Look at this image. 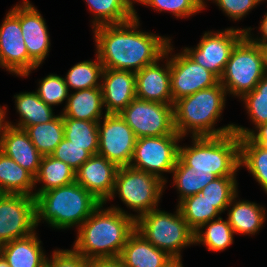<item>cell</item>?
Masks as SVG:
<instances>
[{"instance_id": "cell-1", "label": "cell", "mask_w": 267, "mask_h": 267, "mask_svg": "<svg viewBox=\"0 0 267 267\" xmlns=\"http://www.w3.org/2000/svg\"><path fill=\"white\" fill-rule=\"evenodd\" d=\"M135 17L125 23L102 25L92 29L96 54L104 69L138 72L161 59L171 38L142 31Z\"/></svg>"}, {"instance_id": "cell-2", "label": "cell", "mask_w": 267, "mask_h": 267, "mask_svg": "<svg viewBox=\"0 0 267 267\" xmlns=\"http://www.w3.org/2000/svg\"><path fill=\"white\" fill-rule=\"evenodd\" d=\"M101 203L76 230L73 250L86 259L119 257L135 231L134 215L119 206ZM105 208V209H104Z\"/></svg>"}, {"instance_id": "cell-3", "label": "cell", "mask_w": 267, "mask_h": 267, "mask_svg": "<svg viewBox=\"0 0 267 267\" xmlns=\"http://www.w3.org/2000/svg\"><path fill=\"white\" fill-rule=\"evenodd\" d=\"M226 89L218 82L173 103L175 131L185 138L222 136L234 131L233 123L216 127L226 105Z\"/></svg>"}, {"instance_id": "cell-4", "label": "cell", "mask_w": 267, "mask_h": 267, "mask_svg": "<svg viewBox=\"0 0 267 267\" xmlns=\"http://www.w3.org/2000/svg\"><path fill=\"white\" fill-rule=\"evenodd\" d=\"M100 204L76 181L48 190L35 197L36 227L44 220L54 230L78 229Z\"/></svg>"}, {"instance_id": "cell-5", "label": "cell", "mask_w": 267, "mask_h": 267, "mask_svg": "<svg viewBox=\"0 0 267 267\" xmlns=\"http://www.w3.org/2000/svg\"><path fill=\"white\" fill-rule=\"evenodd\" d=\"M190 138L191 146H179V159L192 171H208L217 177L237 176L240 137L236 133Z\"/></svg>"}, {"instance_id": "cell-6", "label": "cell", "mask_w": 267, "mask_h": 267, "mask_svg": "<svg viewBox=\"0 0 267 267\" xmlns=\"http://www.w3.org/2000/svg\"><path fill=\"white\" fill-rule=\"evenodd\" d=\"M135 230L170 257H182V249L195 245L194 231L177 206L173 214L159 208L142 214L135 219Z\"/></svg>"}, {"instance_id": "cell-7", "label": "cell", "mask_w": 267, "mask_h": 267, "mask_svg": "<svg viewBox=\"0 0 267 267\" xmlns=\"http://www.w3.org/2000/svg\"><path fill=\"white\" fill-rule=\"evenodd\" d=\"M265 74L262 48L245 34L233 47L219 82L227 95L241 99Z\"/></svg>"}, {"instance_id": "cell-8", "label": "cell", "mask_w": 267, "mask_h": 267, "mask_svg": "<svg viewBox=\"0 0 267 267\" xmlns=\"http://www.w3.org/2000/svg\"><path fill=\"white\" fill-rule=\"evenodd\" d=\"M165 183L158 177L131 166L119 167L114 189L107 201L117 194L128 209L135 211L134 218L157 209L164 193Z\"/></svg>"}, {"instance_id": "cell-9", "label": "cell", "mask_w": 267, "mask_h": 267, "mask_svg": "<svg viewBox=\"0 0 267 267\" xmlns=\"http://www.w3.org/2000/svg\"><path fill=\"white\" fill-rule=\"evenodd\" d=\"M180 135L140 137L136 139L131 167L158 177L167 183L163 173H171L179 158Z\"/></svg>"}, {"instance_id": "cell-10", "label": "cell", "mask_w": 267, "mask_h": 267, "mask_svg": "<svg viewBox=\"0 0 267 267\" xmlns=\"http://www.w3.org/2000/svg\"><path fill=\"white\" fill-rule=\"evenodd\" d=\"M18 4L6 13L0 25V67L12 75L24 78L39 66L28 55L20 26V3Z\"/></svg>"}, {"instance_id": "cell-11", "label": "cell", "mask_w": 267, "mask_h": 267, "mask_svg": "<svg viewBox=\"0 0 267 267\" xmlns=\"http://www.w3.org/2000/svg\"><path fill=\"white\" fill-rule=\"evenodd\" d=\"M120 116L136 138L179 135L175 131L173 105L135 98Z\"/></svg>"}, {"instance_id": "cell-12", "label": "cell", "mask_w": 267, "mask_h": 267, "mask_svg": "<svg viewBox=\"0 0 267 267\" xmlns=\"http://www.w3.org/2000/svg\"><path fill=\"white\" fill-rule=\"evenodd\" d=\"M245 34L246 32L239 27L216 32L205 31L195 48L184 47L182 51L192 61L220 78L233 47Z\"/></svg>"}, {"instance_id": "cell-13", "label": "cell", "mask_w": 267, "mask_h": 267, "mask_svg": "<svg viewBox=\"0 0 267 267\" xmlns=\"http://www.w3.org/2000/svg\"><path fill=\"white\" fill-rule=\"evenodd\" d=\"M35 197L0 193V246L36 231Z\"/></svg>"}, {"instance_id": "cell-14", "label": "cell", "mask_w": 267, "mask_h": 267, "mask_svg": "<svg viewBox=\"0 0 267 267\" xmlns=\"http://www.w3.org/2000/svg\"><path fill=\"white\" fill-rule=\"evenodd\" d=\"M102 119L98 121V154L118 167L129 166L137 139L133 130L120 114H106Z\"/></svg>"}, {"instance_id": "cell-15", "label": "cell", "mask_w": 267, "mask_h": 267, "mask_svg": "<svg viewBox=\"0 0 267 267\" xmlns=\"http://www.w3.org/2000/svg\"><path fill=\"white\" fill-rule=\"evenodd\" d=\"M173 49L170 42L169 66L173 103L219 82V78L215 74L192 61L183 51L172 54Z\"/></svg>"}, {"instance_id": "cell-16", "label": "cell", "mask_w": 267, "mask_h": 267, "mask_svg": "<svg viewBox=\"0 0 267 267\" xmlns=\"http://www.w3.org/2000/svg\"><path fill=\"white\" fill-rule=\"evenodd\" d=\"M119 167L99 154L92 155L76 171V182L101 203L110 198Z\"/></svg>"}, {"instance_id": "cell-17", "label": "cell", "mask_w": 267, "mask_h": 267, "mask_svg": "<svg viewBox=\"0 0 267 267\" xmlns=\"http://www.w3.org/2000/svg\"><path fill=\"white\" fill-rule=\"evenodd\" d=\"M20 26L29 57L40 66L50 51V35L45 19L29 0L20 2Z\"/></svg>"}, {"instance_id": "cell-18", "label": "cell", "mask_w": 267, "mask_h": 267, "mask_svg": "<svg viewBox=\"0 0 267 267\" xmlns=\"http://www.w3.org/2000/svg\"><path fill=\"white\" fill-rule=\"evenodd\" d=\"M165 62V64H161ZM161 64V66H160ZM165 65V66H164ZM136 98L173 105L170 82L169 44L157 62L136 72Z\"/></svg>"}, {"instance_id": "cell-19", "label": "cell", "mask_w": 267, "mask_h": 267, "mask_svg": "<svg viewBox=\"0 0 267 267\" xmlns=\"http://www.w3.org/2000/svg\"><path fill=\"white\" fill-rule=\"evenodd\" d=\"M106 114H120L136 98V73L104 69L101 81Z\"/></svg>"}, {"instance_id": "cell-20", "label": "cell", "mask_w": 267, "mask_h": 267, "mask_svg": "<svg viewBox=\"0 0 267 267\" xmlns=\"http://www.w3.org/2000/svg\"><path fill=\"white\" fill-rule=\"evenodd\" d=\"M0 150L34 177L38 174L43 155L33 145L24 129L10 125L2 137Z\"/></svg>"}, {"instance_id": "cell-21", "label": "cell", "mask_w": 267, "mask_h": 267, "mask_svg": "<svg viewBox=\"0 0 267 267\" xmlns=\"http://www.w3.org/2000/svg\"><path fill=\"white\" fill-rule=\"evenodd\" d=\"M37 232L0 246V255L10 267H46L47 255Z\"/></svg>"}, {"instance_id": "cell-22", "label": "cell", "mask_w": 267, "mask_h": 267, "mask_svg": "<svg viewBox=\"0 0 267 267\" xmlns=\"http://www.w3.org/2000/svg\"><path fill=\"white\" fill-rule=\"evenodd\" d=\"M238 194L227 207V219L235 234L255 235L266 221V208L249 200L237 201ZM230 208V209H229Z\"/></svg>"}, {"instance_id": "cell-23", "label": "cell", "mask_w": 267, "mask_h": 267, "mask_svg": "<svg viewBox=\"0 0 267 267\" xmlns=\"http://www.w3.org/2000/svg\"><path fill=\"white\" fill-rule=\"evenodd\" d=\"M119 258L125 267H162L171 257L135 230L129 236Z\"/></svg>"}, {"instance_id": "cell-24", "label": "cell", "mask_w": 267, "mask_h": 267, "mask_svg": "<svg viewBox=\"0 0 267 267\" xmlns=\"http://www.w3.org/2000/svg\"><path fill=\"white\" fill-rule=\"evenodd\" d=\"M103 109L102 89L90 88L69 93L61 114L63 118L98 122L106 115Z\"/></svg>"}, {"instance_id": "cell-25", "label": "cell", "mask_w": 267, "mask_h": 267, "mask_svg": "<svg viewBox=\"0 0 267 267\" xmlns=\"http://www.w3.org/2000/svg\"><path fill=\"white\" fill-rule=\"evenodd\" d=\"M14 98L15 108L20 118L14 124L10 121L11 126L25 130L28 126L50 122L57 116L53 112V107L41 100L34 91L15 94Z\"/></svg>"}, {"instance_id": "cell-26", "label": "cell", "mask_w": 267, "mask_h": 267, "mask_svg": "<svg viewBox=\"0 0 267 267\" xmlns=\"http://www.w3.org/2000/svg\"><path fill=\"white\" fill-rule=\"evenodd\" d=\"M35 177L0 150V193L34 196Z\"/></svg>"}, {"instance_id": "cell-27", "label": "cell", "mask_w": 267, "mask_h": 267, "mask_svg": "<svg viewBox=\"0 0 267 267\" xmlns=\"http://www.w3.org/2000/svg\"><path fill=\"white\" fill-rule=\"evenodd\" d=\"M93 14L92 28L121 24L135 17L133 0H84Z\"/></svg>"}, {"instance_id": "cell-28", "label": "cell", "mask_w": 267, "mask_h": 267, "mask_svg": "<svg viewBox=\"0 0 267 267\" xmlns=\"http://www.w3.org/2000/svg\"><path fill=\"white\" fill-rule=\"evenodd\" d=\"M76 180V171L52 155L42 156L38 174L35 176L34 197L48 190L69 185ZM42 184L37 188L36 184Z\"/></svg>"}, {"instance_id": "cell-29", "label": "cell", "mask_w": 267, "mask_h": 267, "mask_svg": "<svg viewBox=\"0 0 267 267\" xmlns=\"http://www.w3.org/2000/svg\"><path fill=\"white\" fill-rule=\"evenodd\" d=\"M234 235L228 219L219 217L203 224L194 232V244L204 245L212 252H220L234 243Z\"/></svg>"}, {"instance_id": "cell-30", "label": "cell", "mask_w": 267, "mask_h": 267, "mask_svg": "<svg viewBox=\"0 0 267 267\" xmlns=\"http://www.w3.org/2000/svg\"><path fill=\"white\" fill-rule=\"evenodd\" d=\"M208 171H192L191 167L186 166L179 158L171 173H173L172 184L179 194L178 203L186 197L196 195L217 176Z\"/></svg>"}, {"instance_id": "cell-31", "label": "cell", "mask_w": 267, "mask_h": 267, "mask_svg": "<svg viewBox=\"0 0 267 267\" xmlns=\"http://www.w3.org/2000/svg\"><path fill=\"white\" fill-rule=\"evenodd\" d=\"M27 132L36 149L43 155H51L57 145L64 139V122L62 114L50 122L28 126Z\"/></svg>"}, {"instance_id": "cell-32", "label": "cell", "mask_w": 267, "mask_h": 267, "mask_svg": "<svg viewBox=\"0 0 267 267\" xmlns=\"http://www.w3.org/2000/svg\"><path fill=\"white\" fill-rule=\"evenodd\" d=\"M245 167L267 194V148L240 137V168Z\"/></svg>"}, {"instance_id": "cell-33", "label": "cell", "mask_w": 267, "mask_h": 267, "mask_svg": "<svg viewBox=\"0 0 267 267\" xmlns=\"http://www.w3.org/2000/svg\"><path fill=\"white\" fill-rule=\"evenodd\" d=\"M177 207L194 232L203 224L221 217V212L201 193L184 198Z\"/></svg>"}, {"instance_id": "cell-34", "label": "cell", "mask_w": 267, "mask_h": 267, "mask_svg": "<svg viewBox=\"0 0 267 267\" xmlns=\"http://www.w3.org/2000/svg\"><path fill=\"white\" fill-rule=\"evenodd\" d=\"M95 60H84L73 65L64 77L69 89L84 90L90 88H101L104 66L95 53Z\"/></svg>"}, {"instance_id": "cell-35", "label": "cell", "mask_w": 267, "mask_h": 267, "mask_svg": "<svg viewBox=\"0 0 267 267\" xmlns=\"http://www.w3.org/2000/svg\"><path fill=\"white\" fill-rule=\"evenodd\" d=\"M64 137L77 146L86 147L92 155L98 154V122L63 118Z\"/></svg>"}, {"instance_id": "cell-36", "label": "cell", "mask_w": 267, "mask_h": 267, "mask_svg": "<svg viewBox=\"0 0 267 267\" xmlns=\"http://www.w3.org/2000/svg\"><path fill=\"white\" fill-rule=\"evenodd\" d=\"M200 193L223 213L231 200L238 194L236 176L217 177L208 183Z\"/></svg>"}, {"instance_id": "cell-37", "label": "cell", "mask_w": 267, "mask_h": 267, "mask_svg": "<svg viewBox=\"0 0 267 267\" xmlns=\"http://www.w3.org/2000/svg\"><path fill=\"white\" fill-rule=\"evenodd\" d=\"M134 4L139 3L153 10L170 12L175 18H189L200 13L207 6L206 0H133Z\"/></svg>"}, {"instance_id": "cell-38", "label": "cell", "mask_w": 267, "mask_h": 267, "mask_svg": "<svg viewBox=\"0 0 267 267\" xmlns=\"http://www.w3.org/2000/svg\"><path fill=\"white\" fill-rule=\"evenodd\" d=\"M37 88L35 92L47 105L54 108L65 100L67 103L70 90H68L64 77L49 74L39 81Z\"/></svg>"}, {"instance_id": "cell-39", "label": "cell", "mask_w": 267, "mask_h": 267, "mask_svg": "<svg viewBox=\"0 0 267 267\" xmlns=\"http://www.w3.org/2000/svg\"><path fill=\"white\" fill-rule=\"evenodd\" d=\"M51 155L65 162L75 171L92 156V154L86 150V147L72 144V142L65 137L57 145L55 151Z\"/></svg>"}, {"instance_id": "cell-40", "label": "cell", "mask_w": 267, "mask_h": 267, "mask_svg": "<svg viewBox=\"0 0 267 267\" xmlns=\"http://www.w3.org/2000/svg\"><path fill=\"white\" fill-rule=\"evenodd\" d=\"M249 119L256 128L267 123V96L258 93H246L241 99Z\"/></svg>"}, {"instance_id": "cell-41", "label": "cell", "mask_w": 267, "mask_h": 267, "mask_svg": "<svg viewBox=\"0 0 267 267\" xmlns=\"http://www.w3.org/2000/svg\"><path fill=\"white\" fill-rule=\"evenodd\" d=\"M213 1L230 20L239 21L260 4L258 0H207Z\"/></svg>"}, {"instance_id": "cell-42", "label": "cell", "mask_w": 267, "mask_h": 267, "mask_svg": "<svg viewBox=\"0 0 267 267\" xmlns=\"http://www.w3.org/2000/svg\"><path fill=\"white\" fill-rule=\"evenodd\" d=\"M47 258L46 267H88L89 260L73 249H57Z\"/></svg>"}, {"instance_id": "cell-43", "label": "cell", "mask_w": 267, "mask_h": 267, "mask_svg": "<svg viewBox=\"0 0 267 267\" xmlns=\"http://www.w3.org/2000/svg\"><path fill=\"white\" fill-rule=\"evenodd\" d=\"M233 132L239 137H248L253 143L267 148V123L261 124L253 129H248L241 125H234Z\"/></svg>"}, {"instance_id": "cell-44", "label": "cell", "mask_w": 267, "mask_h": 267, "mask_svg": "<svg viewBox=\"0 0 267 267\" xmlns=\"http://www.w3.org/2000/svg\"><path fill=\"white\" fill-rule=\"evenodd\" d=\"M260 23V27H258V29L260 30L259 32L261 33L260 37L257 38L256 37H252L253 35L251 34V31L253 28L251 27H247V28H242V30H244L246 32V35L256 44H259L260 46L264 43H267V12L265 13V15L263 16V18L261 19Z\"/></svg>"}, {"instance_id": "cell-45", "label": "cell", "mask_w": 267, "mask_h": 267, "mask_svg": "<svg viewBox=\"0 0 267 267\" xmlns=\"http://www.w3.org/2000/svg\"><path fill=\"white\" fill-rule=\"evenodd\" d=\"M88 267H125L119 257L90 259Z\"/></svg>"}, {"instance_id": "cell-46", "label": "cell", "mask_w": 267, "mask_h": 267, "mask_svg": "<svg viewBox=\"0 0 267 267\" xmlns=\"http://www.w3.org/2000/svg\"><path fill=\"white\" fill-rule=\"evenodd\" d=\"M7 106H1L0 105V145L2 142V137L5 134L7 128L10 126L9 121L6 120V115H8L7 113Z\"/></svg>"}, {"instance_id": "cell-47", "label": "cell", "mask_w": 267, "mask_h": 267, "mask_svg": "<svg viewBox=\"0 0 267 267\" xmlns=\"http://www.w3.org/2000/svg\"><path fill=\"white\" fill-rule=\"evenodd\" d=\"M249 93H258L260 96H267V74L263 76L255 88Z\"/></svg>"}, {"instance_id": "cell-48", "label": "cell", "mask_w": 267, "mask_h": 267, "mask_svg": "<svg viewBox=\"0 0 267 267\" xmlns=\"http://www.w3.org/2000/svg\"><path fill=\"white\" fill-rule=\"evenodd\" d=\"M162 267H184L182 257H171Z\"/></svg>"}, {"instance_id": "cell-49", "label": "cell", "mask_w": 267, "mask_h": 267, "mask_svg": "<svg viewBox=\"0 0 267 267\" xmlns=\"http://www.w3.org/2000/svg\"><path fill=\"white\" fill-rule=\"evenodd\" d=\"M261 48H262L263 55H264V68L267 74V43L262 44Z\"/></svg>"}, {"instance_id": "cell-50", "label": "cell", "mask_w": 267, "mask_h": 267, "mask_svg": "<svg viewBox=\"0 0 267 267\" xmlns=\"http://www.w3.org/2000/svg\"><path fill=\"white\" fill-rule=\"evenodd\" d=\"M0 267H10L1 255H0Z\"/></svg>"}]
</instances>
